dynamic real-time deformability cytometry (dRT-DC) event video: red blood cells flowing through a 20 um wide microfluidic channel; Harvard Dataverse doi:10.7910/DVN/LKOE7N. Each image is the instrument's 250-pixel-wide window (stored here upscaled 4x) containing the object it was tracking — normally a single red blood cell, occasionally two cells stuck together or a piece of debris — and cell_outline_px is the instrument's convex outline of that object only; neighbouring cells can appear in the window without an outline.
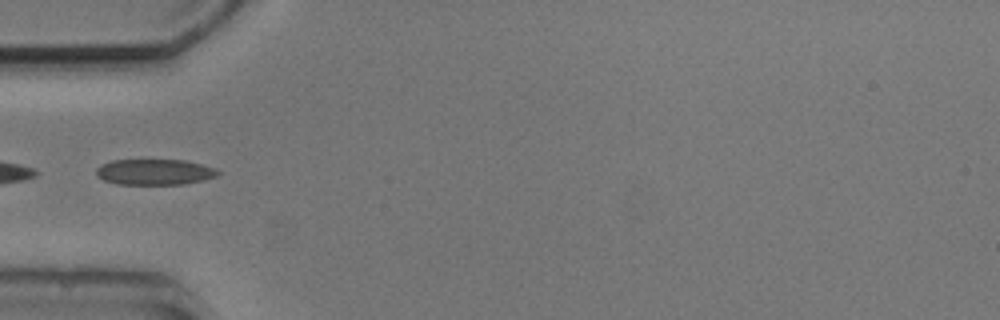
{"species": "common noctule bat (a hibernating species)", "species_latin": "Nyctalus noctula", "temperature_condition": "cold", "stored_images_in_passage": 4, "camera_frame_rate_fps": 3000, "um_per_image_px": 0.085, "animal": {"sex": "male", "body_mass_g": 20.5, "forearm_length_mm": 52.5}, "frame": {"image": 1, "passage_image": 4, "time_ms": 3.333, "image_size_px": [1000, 320], "cell_outline_px": [[220, 172], [216, 176], [204, 180], [184, 184], [116, 184], [104, 180], [96, 176], [96, 168], [100, 164], [112, 160], [184, 160], [216, 168]], "centroid_in_image_um": [13.11, 14.62], "position_along_channel_um": 71.9, "area_um2": 18.32}}